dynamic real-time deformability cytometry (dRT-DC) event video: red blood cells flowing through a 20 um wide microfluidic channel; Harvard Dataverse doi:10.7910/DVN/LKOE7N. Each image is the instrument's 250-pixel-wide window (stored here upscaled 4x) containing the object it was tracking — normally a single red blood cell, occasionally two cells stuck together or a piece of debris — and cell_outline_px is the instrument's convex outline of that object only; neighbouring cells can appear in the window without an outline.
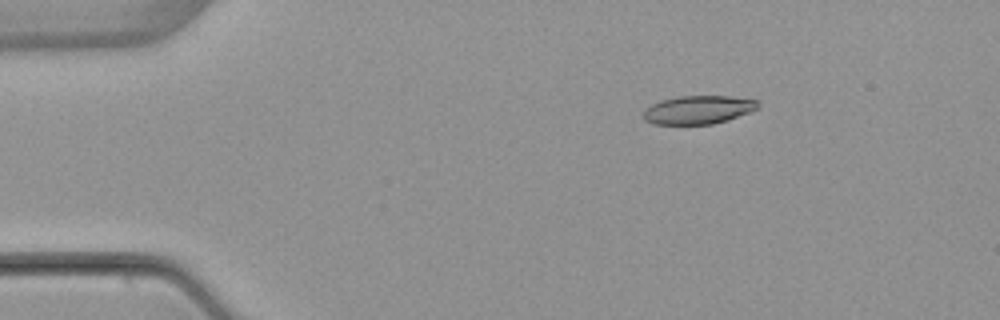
{"species": "common noctule bat (a hibernating species)", "species_latin": "Nyctalus noctula", "temperature_condition": "warm", "stored_images_in_passage": 4, "camera_frame_rate_fps": 3000, "um_per_image_px": 0.085, "animal": {"sex": "female", "body_mass_g": 22.7, "forearm_length_mm": 54.2}, "frame": {"image": 1, "passage_image": 3, "time_ms": 2.333, "image_size_px": [1000, 320], "cell_outline_px": [[760, 108], [728, 120], [712, 124], [652, 124], [644, 120], [644, 108], [660, 100], [680, 96], [728, 96], [756, 100], [760, 104]], "centroid_in_image_um": [59.34, 9.33], "position_along_channel_um": 25.7, "area_um2": 19.02}}